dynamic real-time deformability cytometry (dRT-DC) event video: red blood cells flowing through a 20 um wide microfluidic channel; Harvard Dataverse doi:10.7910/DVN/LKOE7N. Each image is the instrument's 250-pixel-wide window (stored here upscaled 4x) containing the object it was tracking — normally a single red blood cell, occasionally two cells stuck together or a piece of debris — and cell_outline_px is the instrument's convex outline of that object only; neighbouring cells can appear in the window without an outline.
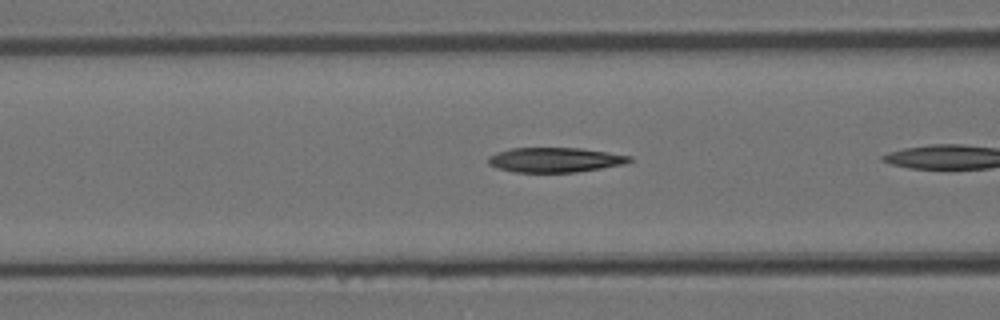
{"species": "Egyptian fruit bat (a non-hibernating species)", "species_latin": "Rousettus aegyptiacus", "temperature_condition": "room temperature", "stored_images_in_passage": 5, "camera_frame_rate_fps": 3000, "um_per_image_px": 0.085, "animal": {"sex": "female"}, "frame": {"image": 1, "passage_image": 4, "time_ms": 1.0, "image_size_px": [1000, 320], "cell_outline_px": [[632, 160], [624, 164], [576, 172], [516, 172], [496, 168], [488, 164], [488, 156], [496, 152], [512, 148], [580, 148], [608, 152], [632, 156]], "centroid_in_image_um": [47.15, 13.58], "position_along_channel_um": 119.5, "area_um2": 20.35}}